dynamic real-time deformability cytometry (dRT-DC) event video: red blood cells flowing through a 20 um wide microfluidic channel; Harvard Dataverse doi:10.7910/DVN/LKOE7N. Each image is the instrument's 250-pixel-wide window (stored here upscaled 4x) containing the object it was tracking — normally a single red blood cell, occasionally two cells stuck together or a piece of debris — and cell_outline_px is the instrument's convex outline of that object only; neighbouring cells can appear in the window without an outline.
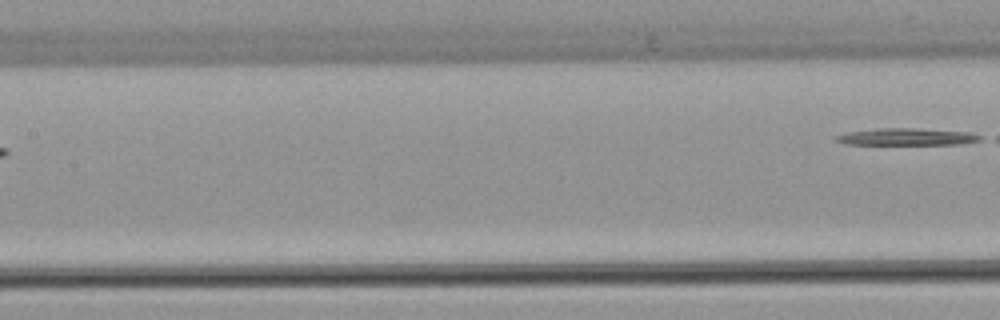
{"species": "common noctule bat (a hibernating species)", "species_latin": "Nyctalus noctula", "temperature_condition": "warm", "stored_images_in_passage": 4, "segment_of_instrument_passage": [2, 2], "camera_frame_rate_fps": 3000, "um_per_image_px": 0.085, "animal": {"sex": "female", "body_mass_g": 22.7, "forearm_length_mm": 54.2}, "frame": {"image": 1, "passage_image": 4, "time_ms": 3.667, "image_size_px": [1000, 320], "cell_outline_px": [[980, 140], [960, 144], [844, 144], [836, 140], [836, 136], [848, 132], [880, 128], [912, 128], [968, 132], [980, 136]], "centroid_in_image_um": [77.05, 11.63], "position_along_channel_um": 130.4, "area_um2": 13.93}}